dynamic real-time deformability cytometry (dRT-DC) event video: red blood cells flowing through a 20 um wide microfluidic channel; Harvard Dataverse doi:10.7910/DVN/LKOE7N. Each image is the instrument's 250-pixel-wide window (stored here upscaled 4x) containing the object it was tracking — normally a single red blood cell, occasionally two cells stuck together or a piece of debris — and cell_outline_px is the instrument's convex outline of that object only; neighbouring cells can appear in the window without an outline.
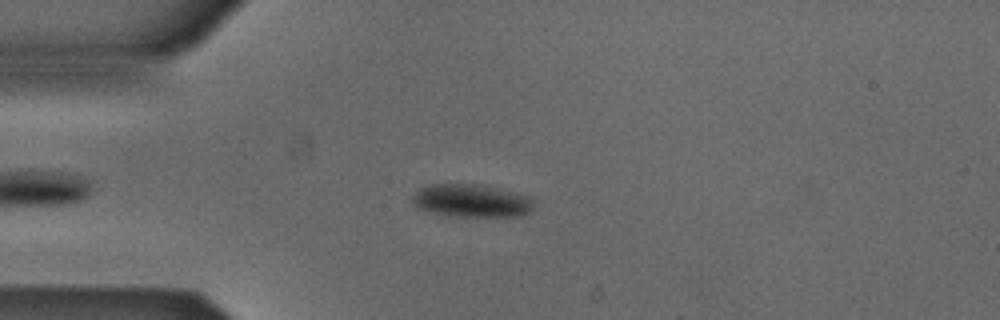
{"species": "Egyptian fruit bat (a non-hibernating species)", "species_latin": "Rousettus aegyptiacus", "temperature_condition": "cold", "stored_images_in_passage": 48, "camera_frame_rate_fps": 3000, "um_per_image_px": 0.085, "animal": {"sex": "male"}, "frame": {"image": 1, "passage_image": 9, "time_ms": 2.667, "image_size_px": [1000, 320], "cell_outline_px": [[532, 208], [528, 212], [520, 216], [444, 216], [428, 212], [416, 208], [412, 204], [412, 196], [420, 188], [428, 184], [484, 184], [528, 196], [532, 200]], "centroid_in_image_um": [39.99, 17.06], "position_along_channel_um": 45.0, "area_um2": 23.52}}
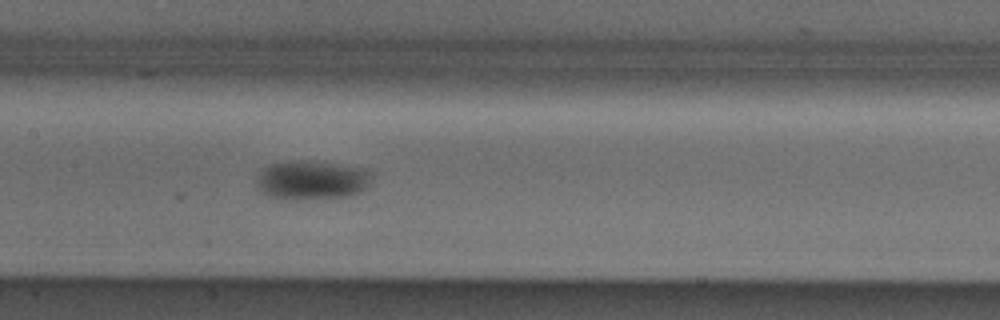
{"frame": {"image": 2, "passage_image": 21, "time_ms": 6.667, "image_size_px": [1000, 320], "cell_outline_px": [[372, 172], [368, 188], [360, 192], [348, 196], [308, 200], [288, 200], [268, 196], [256, 188], [256, 180], [260, 172], [264, 168], [272, 164], [296, 160], [332, 164], [364, 168]], "centroid_in_image_um": [26.49, 15.34], "position_along_channel_um": 180.9, "area_um2": 26.36}}
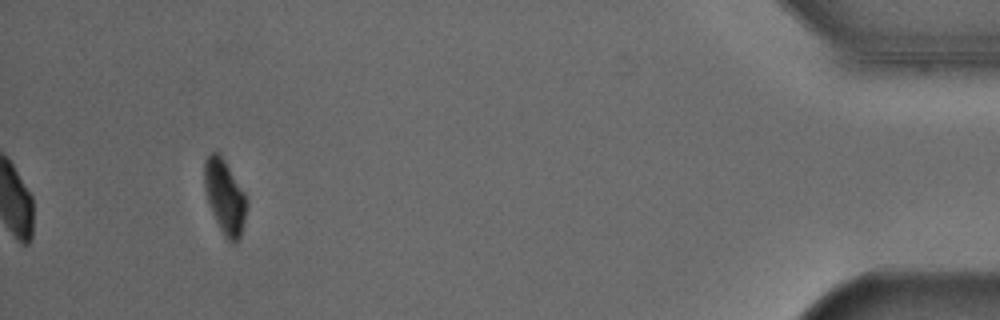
{"frame": {"image": 3, "passage_image": 45, "time_ms": 14.667, "image_size_px": [1000, 320], "cell_outline_px": [[248, 204], [240, 236], [236, 244], [232, 244], [224, 236], [212, 212], [204, 188], [204, 160], [212, 152], [220, 152], [244, 192], [248, 200]], "centroid_in_image_um": [19.11, 16.71], "position_along_channel_um": 416.1, "area_um2": 18.26}, "authors_computed_cell_mechanics": {"area_um2": 22.5709, "velocity_mm_per_s": 3.8455, "shape_relaxation_time_tau1_ms": 1.2623, "shape_relaxation_time_tau2_ms": null, "deformation_change_tau1": 0.0654, "deformation_change_tau2": null}}